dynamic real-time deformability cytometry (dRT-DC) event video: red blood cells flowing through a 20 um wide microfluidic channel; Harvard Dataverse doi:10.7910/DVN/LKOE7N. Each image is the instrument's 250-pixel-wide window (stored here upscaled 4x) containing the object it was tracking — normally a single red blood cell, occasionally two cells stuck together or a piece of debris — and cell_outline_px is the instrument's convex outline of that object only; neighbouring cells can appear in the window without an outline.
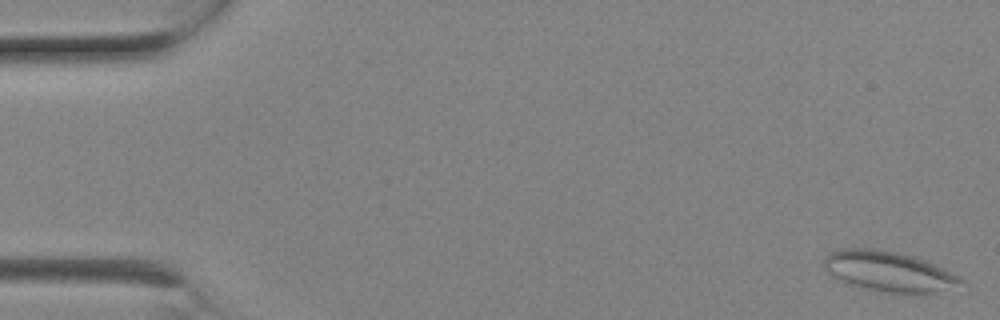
{"species": "Egyptian fruit bat (a non-hibernating species)", "species_latin": "Rousettus aegyptiacus", "temperature_condition": "room temperature", "stored_images_in_passage": 6, "camera_frame_rate_fps": 3000, "um_per_image_px": 0.085, "animal": {"sex": "female"}, "frame": {"image": 1, "passage_image": 1, "time_ms": 0.0, "image_size_px": [1000, 320], "cell_outline_px": [[964, 280], [936, 292], [884, 292], [844, 284], [832, 276], [824, 268], [824, 256], [840, 248], [876, 248], [896, 252], [912, 256], [924, 260], [960, 276]], "centroid_in_image_um": [75.41, 23.04], "position_along_channel_um": 9.6, "area_um2": 31.56}}